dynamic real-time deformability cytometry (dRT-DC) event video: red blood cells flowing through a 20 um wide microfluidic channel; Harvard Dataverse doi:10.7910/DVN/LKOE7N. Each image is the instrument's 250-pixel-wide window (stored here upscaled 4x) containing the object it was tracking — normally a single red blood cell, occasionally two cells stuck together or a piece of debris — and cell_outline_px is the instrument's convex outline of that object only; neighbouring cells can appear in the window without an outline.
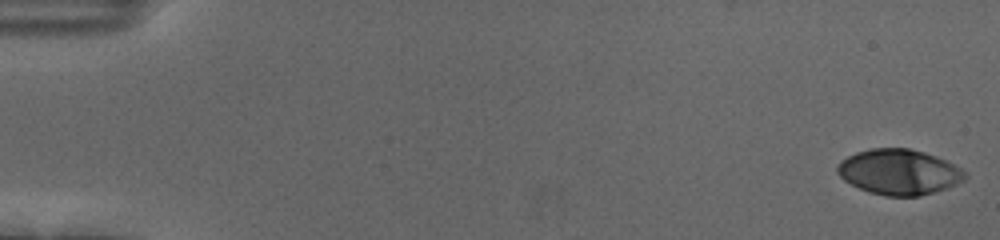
{"species": "human", "species_latin": "Homo sapiens", "temperature_condition": "cold", "stored_images_in_passage": 56, "camera_frame_rate_fps": 3000, "um_per_image_px": 0.085, "donor": {"sex": "female"}, "frame": {"image": 1, "passage_image": 1, "time_ms": 0.0, "image_size_px": [1000, 240], "cell_outline_px": [[968, 176], [964, 180], [948, 188], [920, 196], [884, 196], [868, 192], [844, 180], [836, 172], [836, 168], [840, 160], [856, 152], [872, 148], [908, 148], [924, 152], [936, 156], [960, 168]], "centroid_in_image_um": [76.4, 14.62], "position_along_channel_um": 8.6, "area_um2": 33.76}}
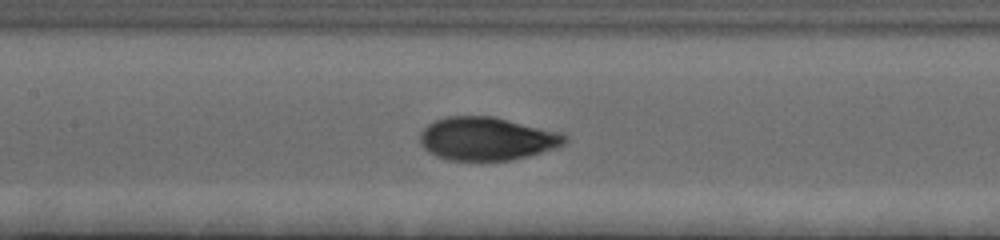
{"frame": {"image": 2, "passage_image": 27, "time_ms": 8.667, "image_size_px": [1000, 240], "cell_outline_px": [[568, 140], [564, 144], [556, 148], [528, 156], [508, 160], [448, 160], [436, 156], [428, 152], [420, 144], [420, 132], [428, 124], [436, 120], [448, 116], [492, 116], [560, 132], [568, 136]], "centroid_in_image_um": [41.37, 11.79], "position_along_channel_um": 166.0, "area_um2": 36.41}}
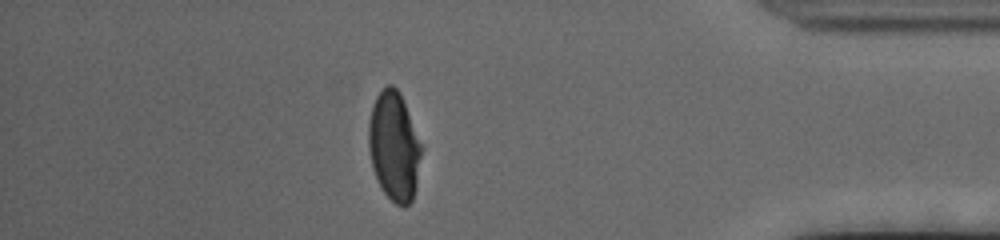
{"frame": {"image": 3, "passage_image": 49, "time_ms": 16.0, "image_size_px": [1000, 240], "cell_outline_px": [[420, 156], [416, 188], [412, 200], [404, 208], [396, 204], [384, 192], [372, 168], [368, 148], [368, 124], [372, 104], [376, 96], [388, 84], [392, 84], [400, 92], [420, 144]], "centroid_in_image_um": [33.46, 12.44], "position_along_channel_um": 401.7, "area_um2": 33.06}, "authors_computed_cell_mechanics": {"area_um2": 35.3736, "velocity_mm_per_s": 3.6658, "shape_relaxation_time_tau1_ms": 4.3587, "shape_relaxation_time_tau2_ms": 0.8076, "deformation_change_tau1": 0.1963, "deformation_change_tau2": 0.0515}}